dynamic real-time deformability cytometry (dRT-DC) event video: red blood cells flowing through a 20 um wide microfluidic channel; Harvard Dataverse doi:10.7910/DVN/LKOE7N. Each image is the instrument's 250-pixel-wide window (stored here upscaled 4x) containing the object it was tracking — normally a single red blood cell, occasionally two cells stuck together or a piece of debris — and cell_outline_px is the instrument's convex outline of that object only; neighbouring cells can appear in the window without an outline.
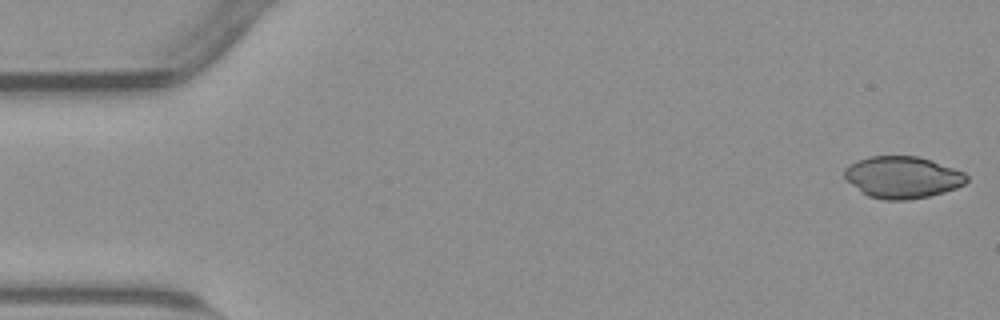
{"species": "common noctule bat (a hibernating species)", "species_latin": "Nyctalus noctula", "temperature_condition": "warm", "stored_images_in_passage": 53, "camera_frame_rate_fps": 3000, "um_per_image_px": 0.085, "animal": {"sex": "male", "body_mass_g": 23.1, "forearm_length_mm": 52.7}, "frame": {"image": 1, "passage_image": 1, "time_ms": 0.0, "image_size_px": [1000, 320], "cell_outline_px": [[968, 180], [964, 184], [956, 188], [944, 192], [928, 196], [908, 200], [884, 200], [868, 196], [852, 184], [844, 176], [844, 168], [856, 160], [868, 156], [916, 156], [932, 160], [964, 172], [968, 176]], "centroid_in_image_um": [76.72, 15.06], "position_along_channel_um": 8.3, "area_um2": 29.77}}